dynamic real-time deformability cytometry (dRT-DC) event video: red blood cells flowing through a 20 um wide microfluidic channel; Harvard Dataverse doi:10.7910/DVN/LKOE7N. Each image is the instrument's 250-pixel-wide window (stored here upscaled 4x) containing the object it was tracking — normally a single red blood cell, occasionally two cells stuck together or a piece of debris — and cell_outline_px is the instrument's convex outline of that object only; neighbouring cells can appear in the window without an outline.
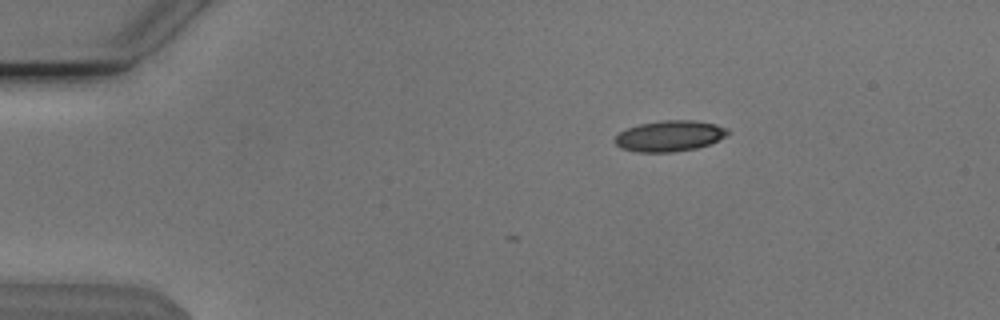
{"species": "Egyptian fruit bat (a non-hibernating species)", "species_latin": "Rousettus aegyptiacus", "temperature_condition": "cold", "stored_images_in_passage": 2, "camera_frame_rate_fps": 3000, "um_per_image_px": 0.085, "animal": {"sex": "male"}, "frame": {"image": 1, "passage_image": 2, "time_ms": 0.333, "image_size_px": [1000, 320], "cell_outline_px": [[732, 132], [708, 144], [696, 148], [672, 152], [636, 152], [620, 148], [612, 140], [620, 132], [628, 128], [640, 124], [660, 120], [696, 120], [716, 124], [728, 128]], "centroid_in_image_um": [56.9, 11.55], "position_along_channel_um": 28.1, "area_um2": 20.35}}